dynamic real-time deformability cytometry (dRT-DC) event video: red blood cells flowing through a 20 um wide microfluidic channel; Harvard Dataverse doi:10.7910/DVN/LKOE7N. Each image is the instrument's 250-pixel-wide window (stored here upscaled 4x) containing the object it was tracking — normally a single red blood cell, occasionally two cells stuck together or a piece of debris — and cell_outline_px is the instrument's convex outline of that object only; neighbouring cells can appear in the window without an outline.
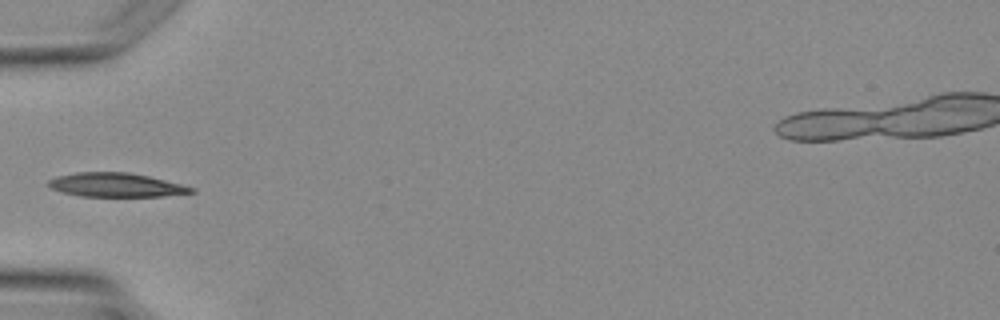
{"species": "Egyptian fruit bat (a non-hibernating species)", "species_latin": "Rousettus aegyptiacus", "temperature_condition": "warm", "stored_images_in_passage": 3, "camera_frame_rate_fps": 3000, "um_per_image_px": 0.085, "animal": {"sex": "female"}, "frame": {"image": 1, "passage_image": 3, "time_ms": 2.667, "image_size_px": [1000, 320], "cell_outline_px": [[196, 192], [164, 196], [80, 196], [64, 192], [52, 188], [44, 184], [48, 180], [56, 176], [76, 172], [128, 172], [148, 176], [196, 188]], "centroid_in_image_um": [9.83, 15.71], "position_along_channel_um": 75.2, "area_um2": 19.88}}